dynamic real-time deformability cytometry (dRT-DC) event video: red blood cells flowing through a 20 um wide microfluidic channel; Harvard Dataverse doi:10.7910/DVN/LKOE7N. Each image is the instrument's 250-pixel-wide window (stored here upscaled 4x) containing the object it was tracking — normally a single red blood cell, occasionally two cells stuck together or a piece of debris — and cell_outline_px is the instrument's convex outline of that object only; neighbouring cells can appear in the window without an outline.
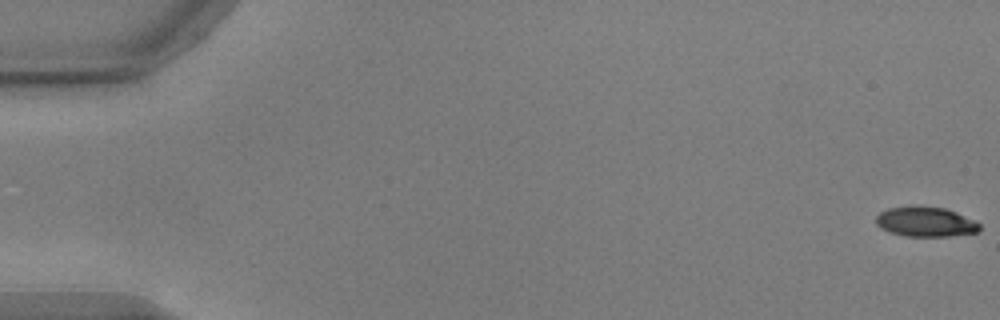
{"species": "common noctule bat (a hibernating species)", "species_latin": "Nyctalus noctula", "temperature_condition": "warm", "stored_images_in_passage": 55, "camera_frame_rate_fps": 3000, "um_per_image_px": 0.085, "animal": {"sex": "male", "body_mass_g": 17.9, "forearm_length_mm": 54.2}, "frame": {"image": 1, "passage_image": 1, "time_ms": 0.0, "image_size_px": [1000, 320], "cell_outline_px": [[980, 232], [948, 236], [904, 236], [880, 228], [876, 224], [876, 216], [880, 212], [888, 208], [912, 204], [916, 204], [944, 208], [956, 212], [976, 220], [980, 224]], "centroid_in_image_um": [78.68, 18.82], "position_along_channel_um": 6.3, "area_um2": 18.44}}
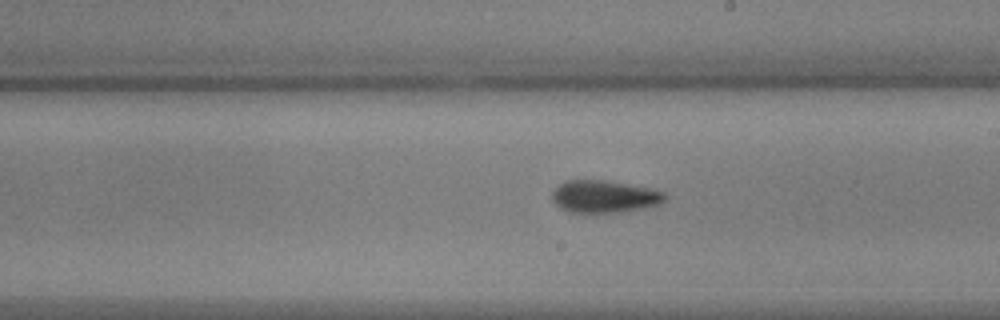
{"frame": {"image": 2, "passage_image": 32, "time_ms": 10.333, "image_size_px": [1000, 320], "cell_outline_px": [[668, 196], [660, 204], [620, 212], [568, 212], [560, 208], [552, 200], [552, 192], [564, 180], [604, 180], [648, 188], [664, 192]], "centroid_in_image_um": [51.34, 16.7], "position_along_channel_um": 237.7, "area_um2": 21.04}}
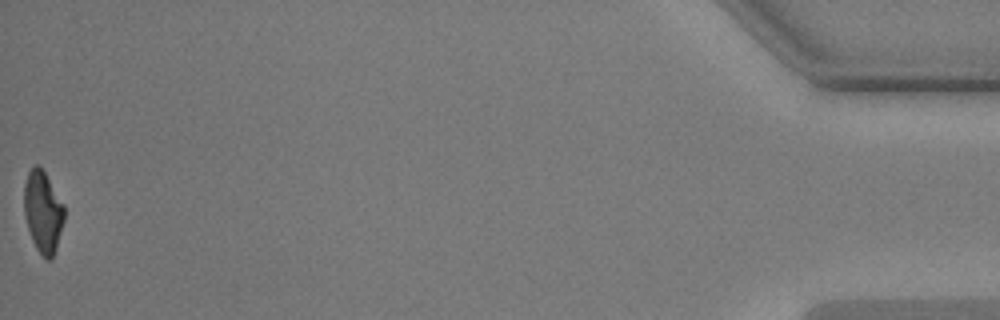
{"frame": {"image": 3, "passage_image": 55, "time_ms": 18.0, "image_size_px": [1000, 320], "cell_outline_px": [[64, 220], [56, 248], [52, 260], [48, 260], [36, 248], [32, 240], [24, 216], [24, 184], [28, 172], [36, 164], [40, 164], [64, 204]], "centroid_in_image_um": [3.65, 17.97], "position_along_channel_um": 431.6, "area_um2": 19.13}, "authors_computed_cell_mechanics": {"area_um2": 20.3456, "velocity_mm_per_s": 3.7494, "shape_relaxation_time_tau1_ms": 5.1238, "shape_relaxation_time_tau2_ms": 3.6613, "deformation_change_tau1": 0.1994, "deformation_change_tau2": 0.0976}}